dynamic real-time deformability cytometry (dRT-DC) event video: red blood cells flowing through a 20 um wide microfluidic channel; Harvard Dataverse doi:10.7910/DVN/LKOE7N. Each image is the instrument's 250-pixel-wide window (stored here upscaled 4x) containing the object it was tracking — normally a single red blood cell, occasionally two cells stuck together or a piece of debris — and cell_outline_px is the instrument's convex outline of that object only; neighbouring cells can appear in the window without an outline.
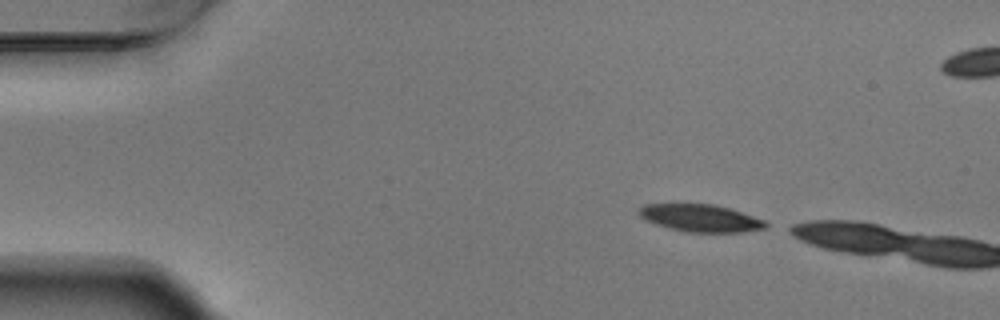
{"species": "Egyptian fruit bat (a non-hibernating species)", "species_latin": "Rousettus aegyptiacus", "temperature_condition": "warm", "stored_images_in_passage": 2, "camera_frame_rate_fps": 3000, "um_per_image_px": 0.085, "animal": {"sex": "male"}, "frame": {"image": 1, "passage_image": 1, "time_ms": 0.0, "image_size_px": [1000, 320], "cell_outline_px": [[768, 228], [740, 232], [684, 232], [668, 228], [644, 220], [636, 212], [644, 204], [712, 204], [728, 208], [764, 220], [768, 224]], "centroid_in_image_um": [59.5, 18.54], "position_along_channel_um": 25.5, "area_um2": 20.17}}